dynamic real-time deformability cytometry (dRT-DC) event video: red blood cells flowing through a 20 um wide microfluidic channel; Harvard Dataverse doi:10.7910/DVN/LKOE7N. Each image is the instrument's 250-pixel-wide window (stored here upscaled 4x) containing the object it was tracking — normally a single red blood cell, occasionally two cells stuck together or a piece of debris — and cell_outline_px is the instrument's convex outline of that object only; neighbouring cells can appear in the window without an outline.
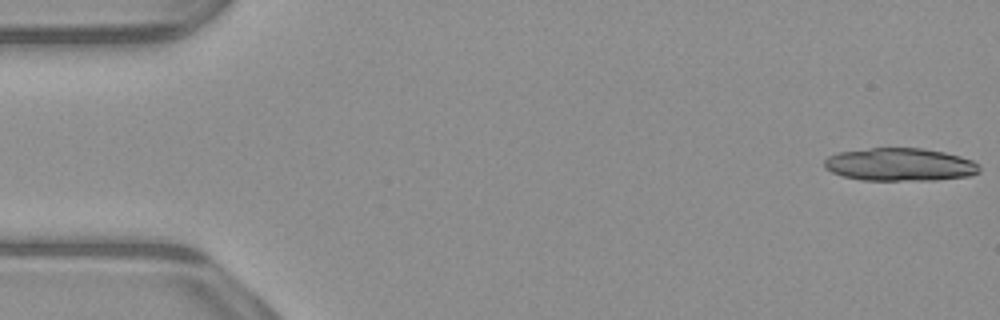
{"species": "common noctule bat (a hibernating species)", "species_latin": "Nyctalus noctula", "temperature_condition": "warm", "stored_images_in_passage": 27, "camera_frame_rate_fps": 3000, "um_per_image_px": 0.085, "animal": {"sex": "male", "body_mass_g": 23.1, "forearm_length_mm": 52.7}, "frame": {"image": 1, "passage_image": 1, "time_ms": 0.0, "image_size_px": [1000, 320], "cell_outline_px": [[980, 172], [968, 176], [936, 180], [860, 180], [844, 176], [832, 172], [824, 168], [824, 160], [828, 156], [840, 152], [872, 148], [920, 148], [944, 152], [960, 156], [972, 160], [980, 168]], "centroid_in_image_um": [76.48, 13.99], "position_along_channel_um": 8.5, "area_um2": 29.65}}